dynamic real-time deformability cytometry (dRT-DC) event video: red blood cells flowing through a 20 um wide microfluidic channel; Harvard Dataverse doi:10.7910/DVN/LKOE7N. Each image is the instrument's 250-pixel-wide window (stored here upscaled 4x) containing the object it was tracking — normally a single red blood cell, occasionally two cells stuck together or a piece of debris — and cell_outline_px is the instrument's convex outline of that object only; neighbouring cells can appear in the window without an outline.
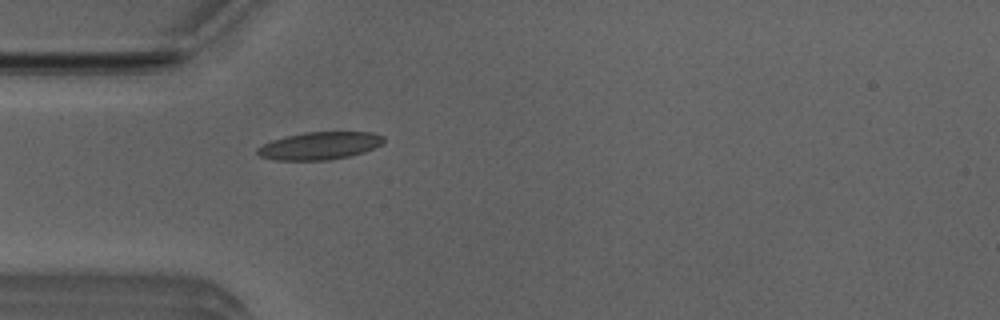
{"species": "Egyptian fruit bat (a non-hibernating species)", "species_latin": "Rousettus aegyptiacus", "temperature_condition": "room temperature", "stored_images_in_passage": 4, "camera_frame_rate_fps": 3000, "um_per_image_px": 0.085, "animal": {"sex": "male"}, "frame": {"image": 1, "passage_image": 4, "time_ms": 1.0, "image_size_px": [1000, 320], "cell_outline_px": [[384, 144], [364, 152], [348, 156], [328, 160], [276, 160], [260, 156], [256, 152], [256, 148], [272, 140], [284, 136], [304, 132], [372, 132], [384, 136]], "centroid_in_image_um": [27.18, 12.38], "position_along_channel_um": 57.8, "area_um2": 20.4}}